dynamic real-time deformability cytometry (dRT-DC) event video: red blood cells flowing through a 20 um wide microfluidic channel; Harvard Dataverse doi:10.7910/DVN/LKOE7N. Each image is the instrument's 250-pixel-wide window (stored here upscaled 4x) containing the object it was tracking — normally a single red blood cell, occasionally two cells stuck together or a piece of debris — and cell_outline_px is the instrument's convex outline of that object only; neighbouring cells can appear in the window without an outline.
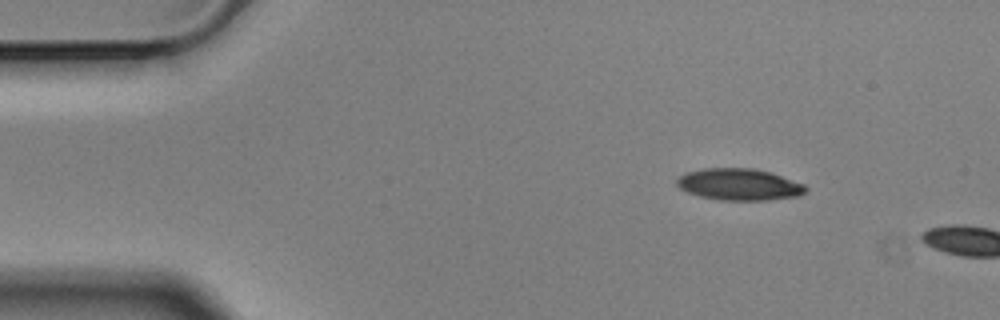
{"species": "Egyptian fruit bat (a non-hibernating species)", "species_latin": "Rousettus aegyptiacus", "temperature_condition": "cold", "stored_images_in_passage": 2, "camera_frame_rate_fps": 3000, "um_per_image_px": 0.085, "animal": {"sex": "male"}, "frame": {"image": 1, "passage_image": 1, "time_ms": 0.0, "image_size_px": [1000, 320], "cell_outline_px": [[808, 188], [800, 196], [768, 200], [720, 200], [700, 196], [688, 192], [680, 188], [676, 184], [676, 180], [684, 172], [704, 168], [752, 168], [772, 172], [804, 184]], "centroid_in_image_um": [62.84, 15.67], "position_along_channel_um": 22.2, "area_um2": 23.93}}